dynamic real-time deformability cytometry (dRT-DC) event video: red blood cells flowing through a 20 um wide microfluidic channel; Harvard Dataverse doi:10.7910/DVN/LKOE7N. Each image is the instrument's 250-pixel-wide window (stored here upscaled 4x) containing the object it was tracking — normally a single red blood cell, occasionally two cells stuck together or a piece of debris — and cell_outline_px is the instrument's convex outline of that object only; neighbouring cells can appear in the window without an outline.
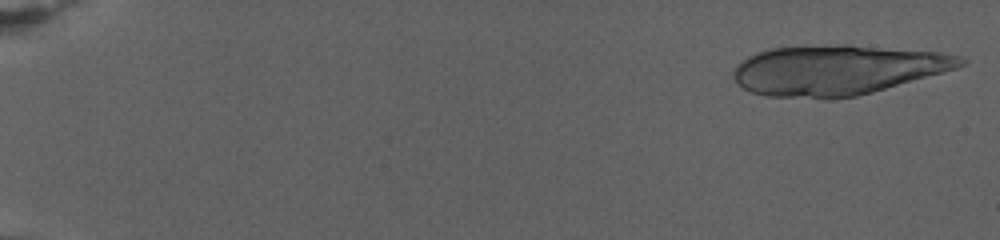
{"species": "human", "species_latin": "Homo sapiens", "temperature_condition": "warm", "stored_images_in_passage": 30, "camera_frame_rate_fps": 3000, "um_per_image_px": 0.085, "donor": {"sex": "female"}, "frame": {"image": 1, "passage_image": 2, "time_ms": 0.333, "image_size_px": [1000, 240], "cell_outline_px": [[968, 60], [964, 64], [956, 68], [872, 92], [856, 96], [828, 100], [824, 100], [768, 96], [752, 92], [744, 88], [732, 76], [732, 72], [736, 64], [740, 60], [756, 52], [768, 48], [840, 44], [852, 44], [940, 52], [960, 56]], "centroid_in_image_um": [71.12, 5.94], "position_along_channel_um": 13.9, "area_um2": 66.59}}